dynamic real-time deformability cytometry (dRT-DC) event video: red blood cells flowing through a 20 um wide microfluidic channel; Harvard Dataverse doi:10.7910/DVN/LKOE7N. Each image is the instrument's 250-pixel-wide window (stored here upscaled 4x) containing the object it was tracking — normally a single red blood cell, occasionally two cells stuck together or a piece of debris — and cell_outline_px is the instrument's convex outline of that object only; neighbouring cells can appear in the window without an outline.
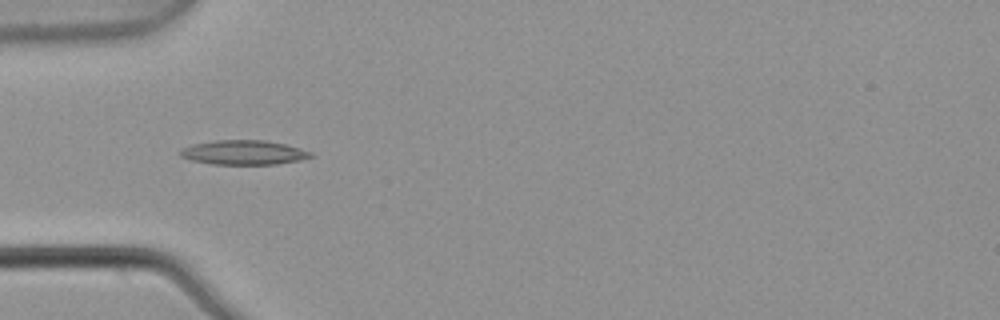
{"species": "common noctule bat (a hibernating species)", "species_latin": "Nyctalus noctula", "temperature_condition": "warm", "stored_images_in_passage": 4, "camera_frame_rate_fps": 3000, "um_per_image_px": 0.085, "animal": {"sex": "male", "body_mass_g": 21.5, "forearm_length_mm": 52.0}, "frame": {"image": 1, "passage_image": 3, "time_ms": 0.667, "image_size_px": [1000, 320], "cell_outline_px": [[316, 156], [300, 160], [276, 164], [212, 164], [192, 160], [180, 156], [180, 148], [192, 144], [216, 140], [264, 140], [284, 144], [300, 148], [312, 152]], "centroid_in_image_um": [20.72, 12.96], "position_along_channel_um": 64.3, "area_um2": 18.61}}
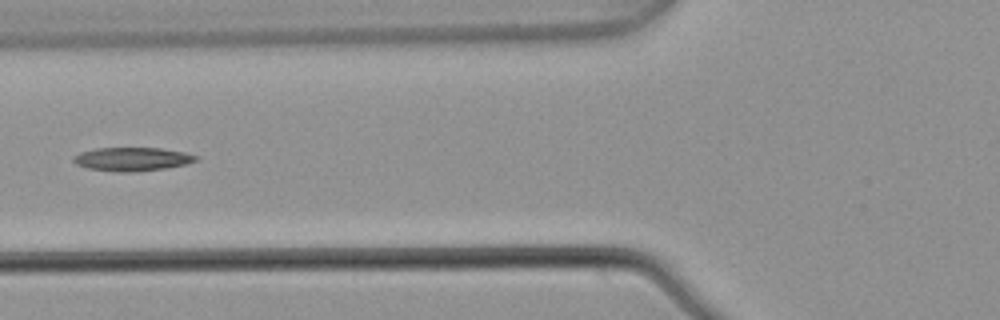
{"frame": {"image": 2, "passage_image": 4, "time_ms": 1.0, "image_size_px": [1000, 320], "cell_outline_px": [[196, 160], [184, 164], [164, 168], [136, 172], [116, 172], [88, 168], [76, 164], [72, 160], [72, 156], [80, 152], [96, 148], [160, 148], [184, 152], [196, 156]], "centroid_in_image_um": [11.16, 13.52], "position_along_channel_um": 114.6, "area_um2": 16.7}}